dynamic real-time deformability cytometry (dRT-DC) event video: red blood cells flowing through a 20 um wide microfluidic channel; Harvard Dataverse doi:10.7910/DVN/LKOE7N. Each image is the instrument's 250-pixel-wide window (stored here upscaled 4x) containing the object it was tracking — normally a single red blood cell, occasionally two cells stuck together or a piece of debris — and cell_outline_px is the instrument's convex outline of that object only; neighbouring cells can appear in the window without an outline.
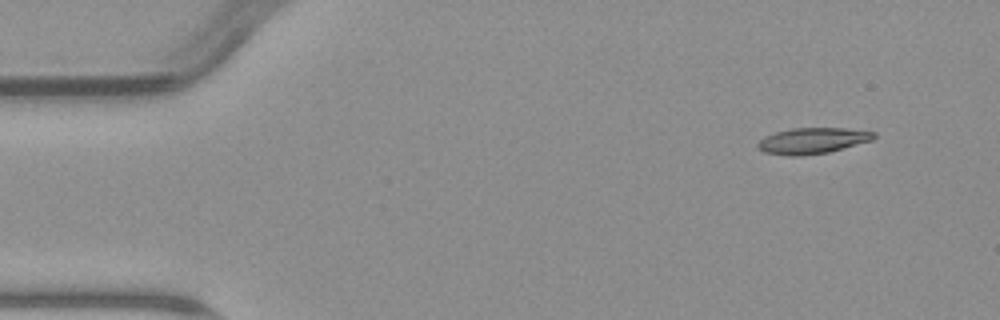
{"species": "common noctule bat (a hibernating species)", "species_latin": "Nyctalus noctula", "temperature_condition": "warm", "stored_images_in_passage": 4, "camera_frame_rate_fps": 3000, "um_per_image_px": 0.085, "animal": {"sex": "male", "body_mass_g": 23.1, "forearm_length_mm": 52.7}, "frame": {"image": 1, "passage_image": 1, "time_ms": 0.0, "image_size_px": [1000, 320], "cell_outline_px": [[876, 136], [872, 140], [828, 152], [800, 156], [788, 156], [764, 152], [756, 144], [764, 136], [776, 132], [792, 128], [844, 128], [876, 132]], "centroid_in_image_um": [69.05, 11.96], "position_along_channel_um": 15.9, "area_um2": 17.46}}
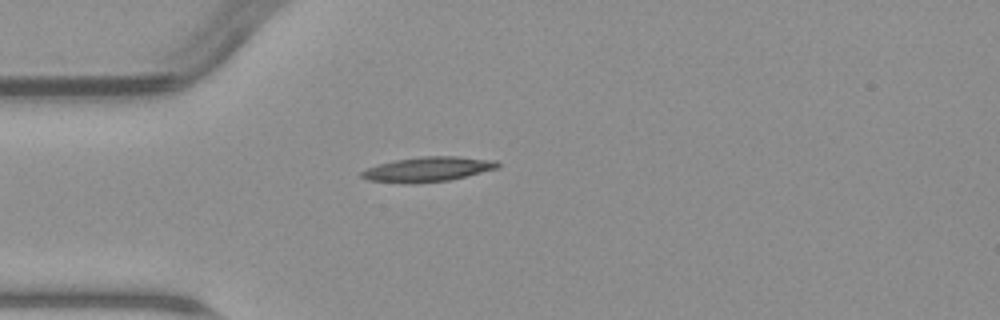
{"frame": {"image": 2, "passage_image": 4, "time_ms": 3.333, "image_size_px": [1000, 320], "cell_outline_px": [[500, 168], [448, 180], [416, 184], [408, 184], [368, 180], [360, 176], [360, 172], [376, 164], [396, 160], [420, 156], [460, 156], [496, 160], [500, 164]], "centroid_in_image_um": [36.37, 14.38], "position_along_channel_um": 48.6, "area_um2": 19.88}}